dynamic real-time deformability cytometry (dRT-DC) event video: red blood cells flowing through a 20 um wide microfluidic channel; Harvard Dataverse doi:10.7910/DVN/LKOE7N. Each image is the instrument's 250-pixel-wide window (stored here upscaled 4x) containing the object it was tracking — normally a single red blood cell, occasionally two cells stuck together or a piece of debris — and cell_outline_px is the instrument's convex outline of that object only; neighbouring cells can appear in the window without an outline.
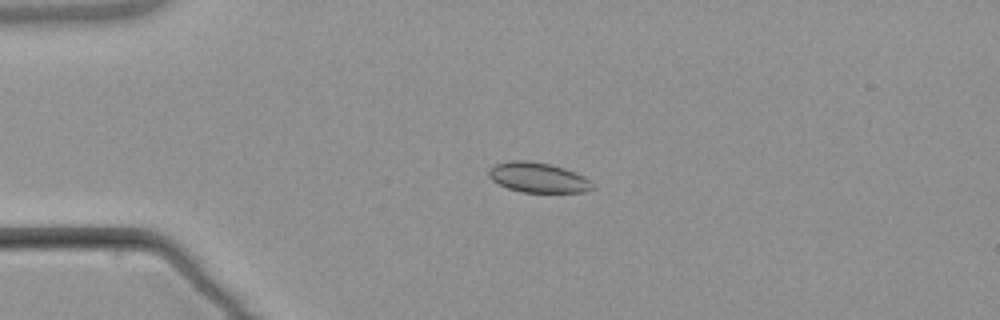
{"species": "common noctule bat (a hibernating species)", "species_latin": "Nyctalus noctula", "temperature_condition": "warm", "stored_images_in_passage": 4, "camera_frame_rate_fps": 3000, "um_per_image_px": 0.085, "animal": {"sex": "male", "body_mass_g": 21.5, "forearm_length_mm": 52.0}, "frame": {"image": 1, "passage_image": 3, "time_ms": 2.667, "image_size_px": [1000, 320], "cell_outline_px": [[592, 188], [584, 192], [520, 192], [508, 188], [492, 180], [488, 176], [488, 168], [496, 164], [508, 160], [528, 160], [548, 164], [564, 168], [584, 176], [592, 184]], "centroid_in_image_um": [45.68, 15.08], "position_along_channel_um": 39.3, "area_um2": 18.03}}